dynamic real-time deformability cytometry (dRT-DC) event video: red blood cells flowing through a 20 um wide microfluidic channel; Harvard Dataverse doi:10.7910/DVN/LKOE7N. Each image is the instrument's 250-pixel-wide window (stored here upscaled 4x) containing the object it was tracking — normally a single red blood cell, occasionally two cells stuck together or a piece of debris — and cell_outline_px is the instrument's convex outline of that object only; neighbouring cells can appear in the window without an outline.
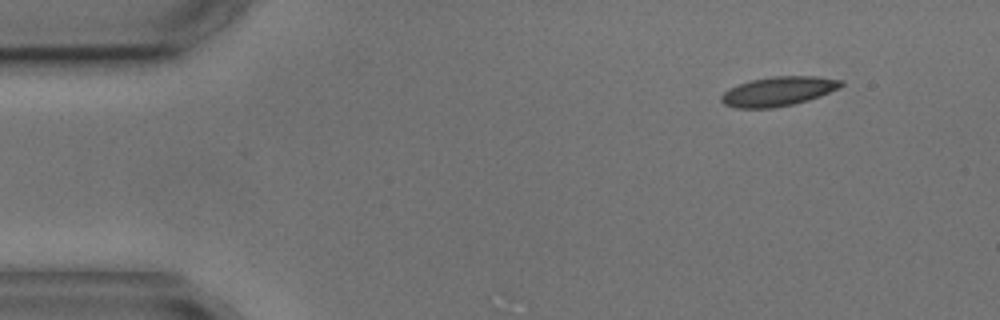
{"species": "common noctule bat (a hibernating species)", "species_latin": "Nyctalus noctula", "temperature_condition": "cold", "stored_images_in_passage": 4, "segment_of_instrument_passage": [2, 2], "camera_frame_rate_fps": 3000, "um_per_image_px": 0.085, "animal": {"sex": "male", "body_mass_g": 17.9, "forearm_length_mm": 54.2}, "frame": {"image": 1, "passage_image": 4, "time_ms": 3.667, "image_size_px": [1000, 320], "cell_outline_px": [[844, 84], [840, 88], [820, 96], [808, 100], [792, 104], [772, 108], [736, 108], [724, 104], [720, 100], [720, 96], [724, 92], [740, 84], [752, 80], [776, 76], [816, 76], [844, 80]], "centroid_in_image_um": [66.19, 7.76], "position_along_channel_um": 18.8, "area_um2": 20.35}}